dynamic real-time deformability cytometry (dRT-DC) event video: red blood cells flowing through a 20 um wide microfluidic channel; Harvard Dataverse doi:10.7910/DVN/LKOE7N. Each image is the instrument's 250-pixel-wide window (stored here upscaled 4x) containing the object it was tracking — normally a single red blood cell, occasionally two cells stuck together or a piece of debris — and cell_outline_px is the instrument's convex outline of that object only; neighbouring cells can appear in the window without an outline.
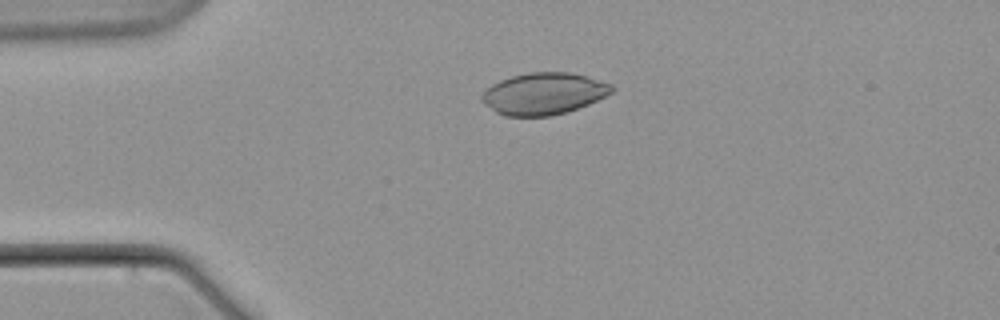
{"species": "common noctule bat (a hibernating species)", "species_latin": "Nyctalus noctula", "temperature_condition": "warm", "stored_images_in_passage": 4, "camera_frame_rate_fps": 3000, "um_per_image_px": 0.085, "animal": {"sex": "male", "body_mass_g": 21.5, "forearm_length_mm": 52.0}, "frame": {"image": 1, "passage_image": 1, "time_ms": 0.0, "image_size_px": [1000, 320], "cell_outline_px": [[616, 88], [612, 92], [588, 104], [564, 112], [548, 116], [504, 116], [496, 112], [484, 104], [480, 100], [480, 96], [492, 84], [500, 80], [512, 76], [528, 72], [572, 72], [612, 84]], "centroid_in_image_um": [46.19, 7.95], "position_along_channel_um": 38.8, "area_um2": 31.5}}
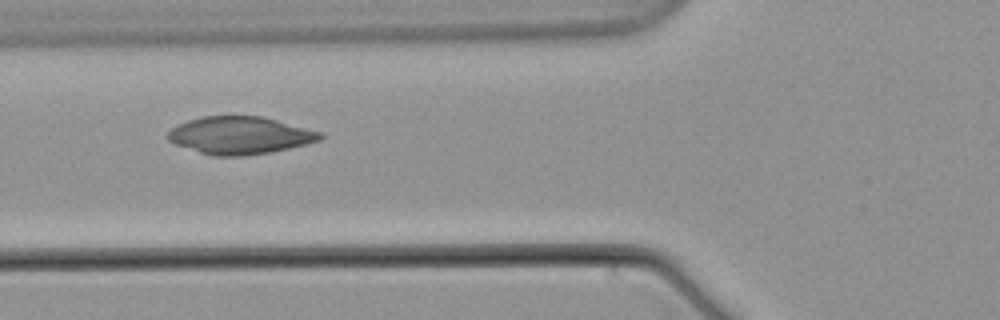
{"frame": {"image": 2, "passage_image": 3, "time_ms": 3.333, "image_size_px": [1000, 320], "cell_outline_px": [[324, 136], [320, 140], [288, 148], [268, 152], [244, 156], [212, 156], [176, 144], [168, 140], [168, 132], [176, 124], [188, 120], [204, 116], [264, 116], [320, 132]], "centroid_in_image_um": [20.37, 11.5], "position_along_channel_um": 105.4, "area_um2": 33.0}}